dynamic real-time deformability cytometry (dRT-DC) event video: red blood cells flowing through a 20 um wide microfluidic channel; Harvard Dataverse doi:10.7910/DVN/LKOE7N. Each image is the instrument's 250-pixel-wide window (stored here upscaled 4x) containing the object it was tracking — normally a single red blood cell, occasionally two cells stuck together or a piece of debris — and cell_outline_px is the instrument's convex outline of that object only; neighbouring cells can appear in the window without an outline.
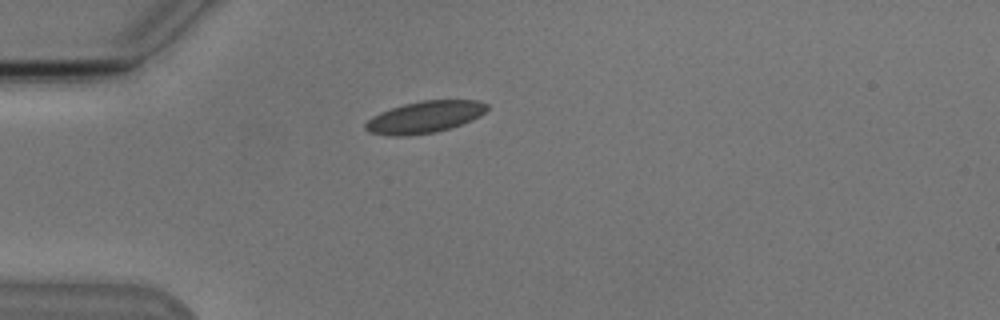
{"species": "Egyptian fruit bat (a non-hibernating species)", "species_latin": "Rousettus aegyptiacus", "temperature_condition": "cold", "stored_images_in_passage": 14, "camera_frame_rate_fps": 3000, "um_per_image_px": 0.085, "animal": {"sex": "male"}, "frame": {"image": 1, "passage_image": 1, "time_ms": 0.0, "image_size_px": [1000, 320], "cell_outline_px": [[488, 108], [480, 116], [460, 124], [436, 132], [404, 136], [388, 136], [368, 132], [364, 128], [364, 124], [372, 116], [380, 112], [404, 104], [424, 100], [480, 100], [488, 104]], "centroid_in_image_um": [36.07, 9.95], "position_along_channel_um": 48.9, "area_um2": 22.48}}
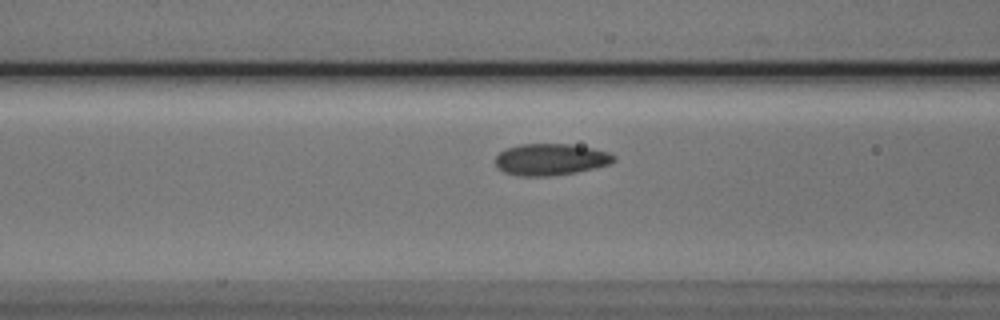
{"frame": {"image": 2, "passage_image": 8, "time_ms": 2.333, "image_size_px": [1000, 320], "cell_outline_px": [[616, 160], [608, 164], [576, 172], [552, 176], [516, 176], [504, 172], [496, 168], [496, 156], [504, 148], [520, 144], [572, 144], [592, 148], [608, 152], [616, 156]], "centroid_in_image_um": [46.76, 13.55], "position_along_channel_um": 119.8, "area_um2": 21.96}}
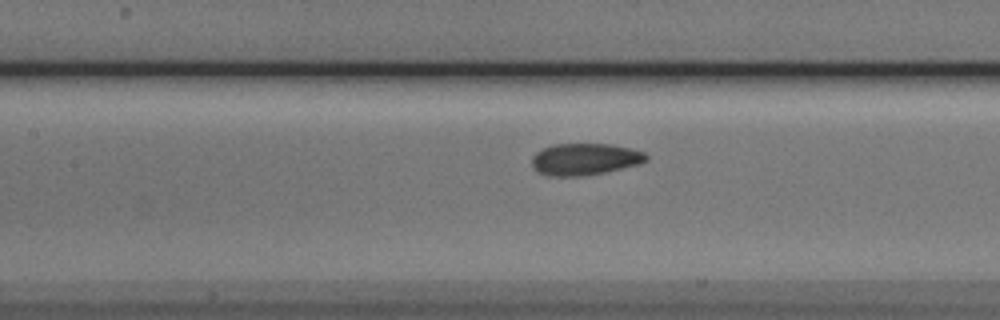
{"frame": {"image": 3, "passage_image": 11, "time_ms": 3.333, "image_size_px": [1000, 320], "cell_outline_px": [[648, 160], [640, 164], [604, 172], [580, 176], [548, 176], [540, 172], [532, 164], [532, 156], [536, 152], [552, 144], [612, 144], [644, 152], [648, 156]], "centroid_in_image_um": [49.72, 13.52], "position_along_channel_um": 157.7, "area_um2": 21.04}}